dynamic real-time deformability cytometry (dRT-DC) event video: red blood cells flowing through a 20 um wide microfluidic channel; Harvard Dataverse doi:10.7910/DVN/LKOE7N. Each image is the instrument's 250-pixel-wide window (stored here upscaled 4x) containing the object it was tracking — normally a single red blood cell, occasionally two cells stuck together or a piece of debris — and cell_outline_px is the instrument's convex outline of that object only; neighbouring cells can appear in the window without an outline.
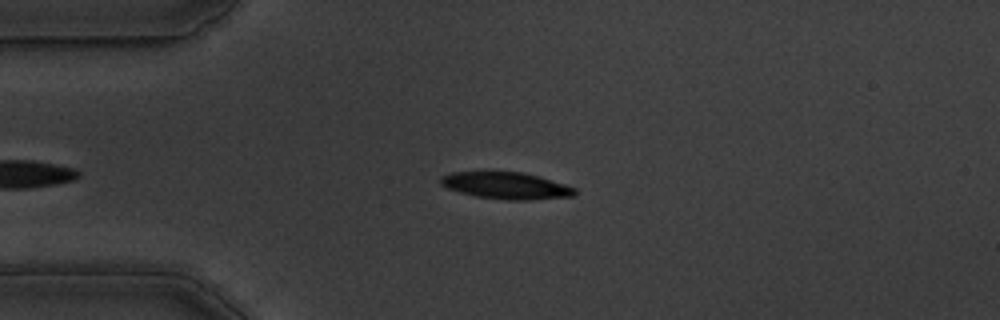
{"species": "common noctule bat (a hibernating species)", "species_latin": "Nyctalus noctula", "temperature_condition": "warm", "stored_images_in_passage": 42, "camera_frame_rate_fps": 3000, "um_per_image_px": 0.085, "animal": {"sex": "male", "body_mass_g": 19.5, "forearm_length_mm": 54.6}, "frame": {"image": 1, "passage_image": 4, "time_ms": 1.0, "image_size_px": [1000, 320], "cell_outline_px": [[576, 192], [572, 196], [528, 200], [508, 200], [476, 196], [460, 192], [448, 188], [440, 184], [440, 176], [452, 172], [524, 172], [564, 184], [576, 188]], "centroid_in_image_um": [43.0, 15.77], "position_along_channel_um": 42.0, "area_um2": 20.75}}
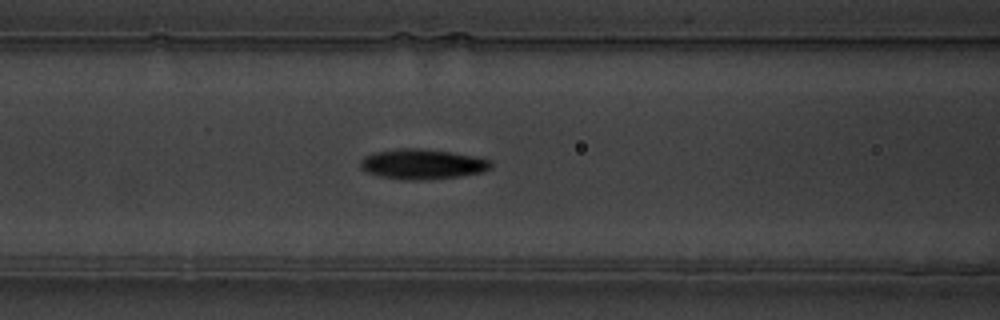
{"frame": {"image": 2, "passage_image": 13, "time_ms": 4.0, "image_size_px": [1000, 320], "cell_outline_px": [[492, 168], [484, 172], [460, 176], [420, 180], [400, 180], [380, 176], [368, 172], [360, 168], [360, 160], [364, 156], [376, 152], [396, 148], [420, 148], [448, 152], [472, 156], [492, 160]], "centroid_in_image_um": [35.89, 13.95], "position_along_channel_um": 130.7, "area_um2": 22.95}}
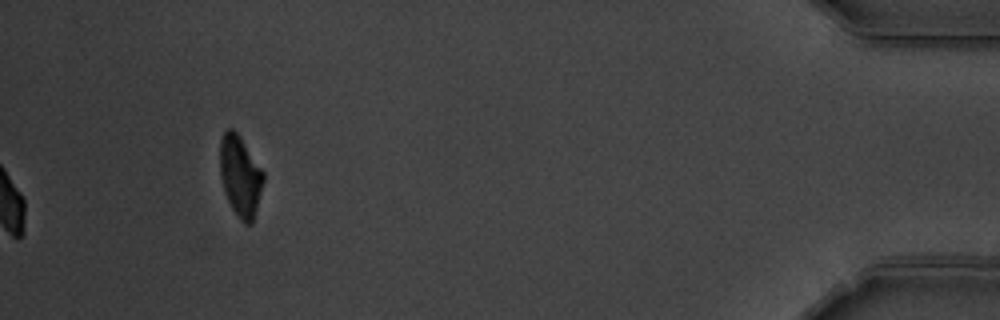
{"frame": {"image": 3, "passage_image": 42, "time_ms": 13.667, "image_size_px": [1000, 320], "cell_outline_px": [[264, 180], [252, 224], [244, 224], [240, 220], [232, 208], [224, 192], [220, 172], [220, 140], [224, 132], [228, 128], [232, 128], [240, 136], [264, 172]], "centroid_in_image_um": [20.42, 14.96], "position_along_channel_um": 414.8, "area_um2": 20.35}, "authors_computed_cell_mechanics": {"area_um2": 21.5883, "velocity_mm_per_s": 3.6511, "shape_relaxation_time_tau1_ms": 2.1686, "shape_relaxation_time_tau2_ms": 5.8385, "deformation_change_tau1": 0.11, "deformation_change_tau2": 0.1061}}